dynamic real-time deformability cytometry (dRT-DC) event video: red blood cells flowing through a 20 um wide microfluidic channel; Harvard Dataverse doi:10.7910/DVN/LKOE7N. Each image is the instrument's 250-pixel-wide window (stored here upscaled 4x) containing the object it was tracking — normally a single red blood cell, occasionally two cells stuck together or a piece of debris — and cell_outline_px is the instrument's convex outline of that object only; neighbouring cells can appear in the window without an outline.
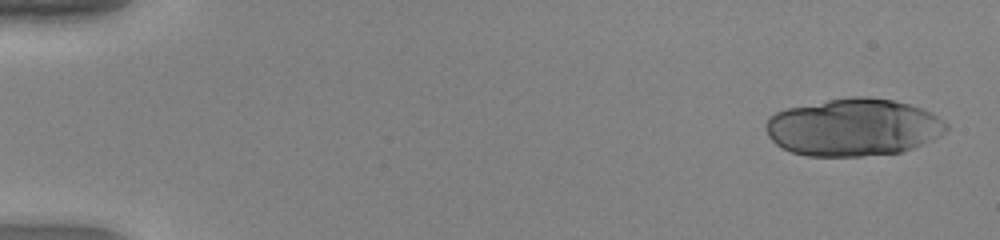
{"species": "human", "species_latin": "Homo sapiens", "temperature_condition": "warm", "stored_images_in_passage": 25, "camera_frame_rate_fps": 3000, "um_per_image_px": 0.085, "donor": {"sex": "female"}, "frame": {"image": 1, "passage_image": 1, "time_ms": 0.0, "image_size_px": [1000, 240], "cell_outline_px": [[948, 128], [940, 136], [924, 144], [900, 152], [860, 156], [808, 156], [792, 152], [776, 144], [768, 136], [764, 124], [768, 116], [776, 112], [788, 108], [828, 100], [852, 96], [868, 96], [892, 100], [908, 104], [920, 108], [936, 116], [948, 124]], "centroid_in_image_um": [72.51, 10.82], "position_along_channel_um": 12.5, "area_um2": 60.29}}
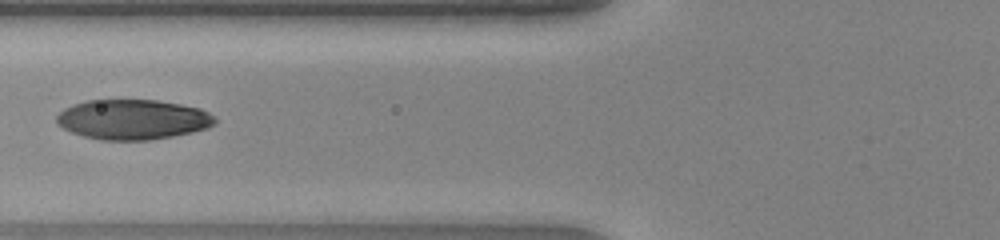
{"frame": {"image": 2, "passage_image": 20, "time_ms": 6.333, "image_size_px": [1000, 240], "cell_outline_px": [[216, 124], [208, 128], [192, 132], [152, 140], [100, 140], [84, 136], [72, 132], [64, 128], [56, 120], [56, 116], [64, 108], [72, 104], [88, 100], [156, 100], [180, 104], [200, 108], [208, 112], [216, 120]], "centroid_in_image_um": [11.3, 10.15], "position_along_channel_um": 114.5, "area_um2": 36.88}}